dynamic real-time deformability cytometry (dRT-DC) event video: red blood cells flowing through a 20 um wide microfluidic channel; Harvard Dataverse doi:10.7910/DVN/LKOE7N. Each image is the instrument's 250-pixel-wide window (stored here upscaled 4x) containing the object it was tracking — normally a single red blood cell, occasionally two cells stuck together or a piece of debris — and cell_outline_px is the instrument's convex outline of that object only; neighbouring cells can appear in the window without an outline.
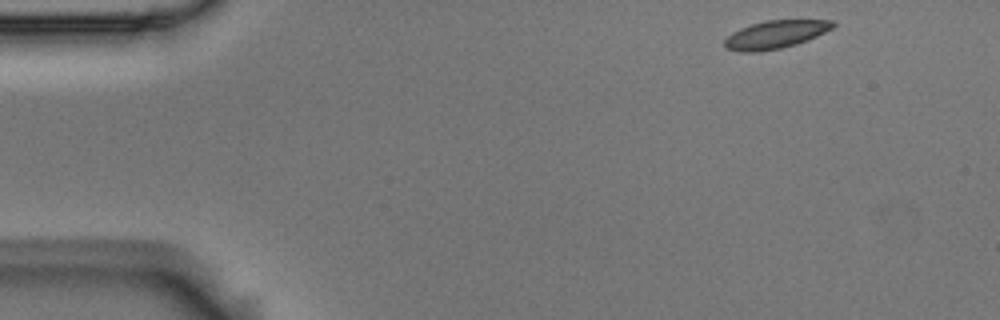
{"species": "Egyptian fruit bat (a non-hibernating species)", "species_latin": "Rousettus aegyptiacus", "temperature_condition": "room temperature", "stored_images_in_passage": 4, "segment_of_instrument_passage": [1, 2], "camera_frame_rate_fps": 3000, "um_per_image_px": 0.085, "animal": {"sex": "male"}, "frame": {"image": 1, "passage_image": 1, "time_ms": 0.0, "image_size_px": [1000, 320], "cell_outline_px": [[836, 24], [832, 28], [816, 36], [796, 44], [780, 48], [756, 52], [740, 52], [724, 48], [724, 40], [732, 32], [740, 28], [764, 20], [832, 20]], "centroid_in_image_um": [65.87, 2.93], "position_along_channel_um": 19.1, "area_um2": 17.57}}